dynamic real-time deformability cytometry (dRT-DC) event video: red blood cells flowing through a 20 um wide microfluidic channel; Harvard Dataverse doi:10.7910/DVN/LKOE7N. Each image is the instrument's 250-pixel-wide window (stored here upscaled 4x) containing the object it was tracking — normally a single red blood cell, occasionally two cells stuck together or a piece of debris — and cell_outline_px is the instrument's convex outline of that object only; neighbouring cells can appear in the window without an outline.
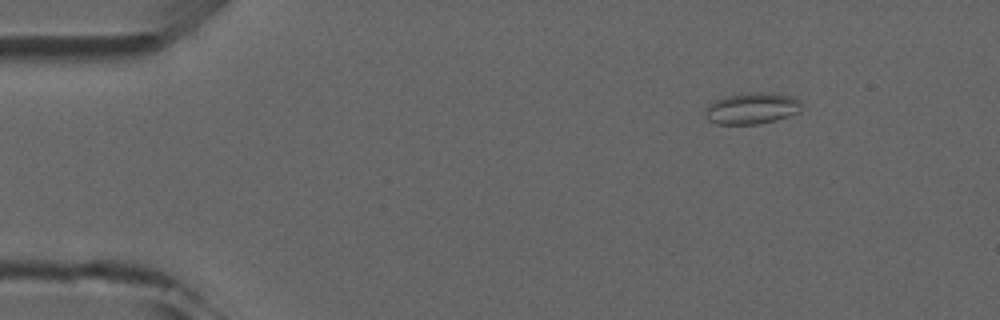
{"species": "common noctule bat (a hibernating species)", "species_latin": "Nyctalus noctula", "temperature_condition": "room temperature", "stored_images_in_passage": 5, "camera_frame_rate_fps": 3000, "um_per_image_px": 0.085, "animal": {"sex": "male", "forearm_length_mm": 52.5}, "frame": {"image": 1, "passage_image": 2, "time_ms": 1.333, "image_size_px": [1000, 320], "cell_outline_px": [[804, 104], [800, 112], [776, 120], [760, 124], [716, 124], [708, 120], [704, 116], [704, 108], [708, 104], [724, 96], [740, 92], [772, 92], [792, 96], [800, 100]], "centroid_in_image_um": [63.91, 9.19], "position_along_channel_um": 21.1, "area_um2": 18.26}}
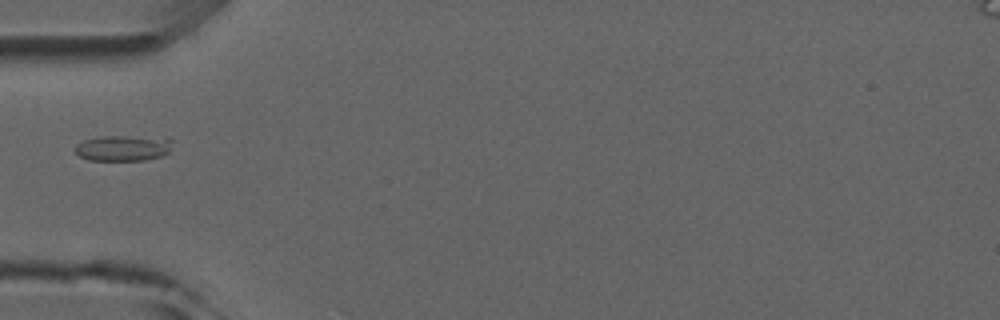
{"frame": {"image": 2, "passage_image": 5, "time_ms": 4.667, "image_size_px": [1000, 320], "cell_outline_px": [[172, 140], [168, 152], [160, 156], [144, 160], [88, 160], [80, 156], [76, 152], [76, 144], [84, 140], [100, 136], [124, 136]], "centroid_in_image_um": [10.38, 12.6], "position_along_channel_um": 74.6, "area_um2": 14.1}}